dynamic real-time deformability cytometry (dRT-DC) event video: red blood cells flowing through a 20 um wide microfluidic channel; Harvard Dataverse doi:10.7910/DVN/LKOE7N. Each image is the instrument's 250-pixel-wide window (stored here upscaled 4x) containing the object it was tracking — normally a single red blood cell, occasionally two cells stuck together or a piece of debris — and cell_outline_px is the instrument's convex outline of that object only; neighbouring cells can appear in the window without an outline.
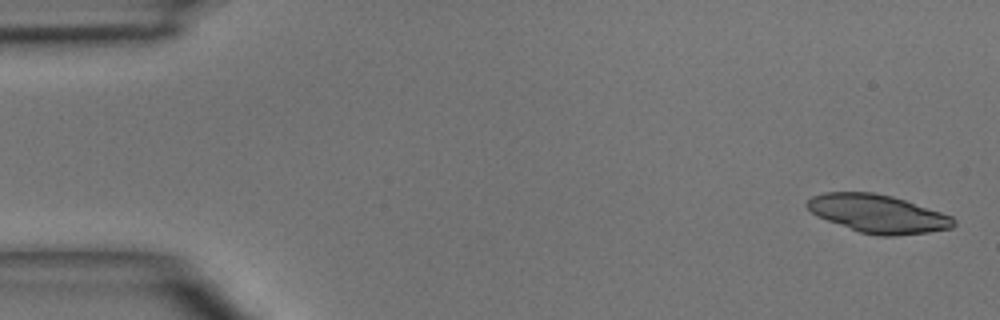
{"species": "common noctule bat (a hibernating species)", "species_latin": "Nyctalus noctula", "temperature_condition": "room temperature", "stored_images_in_passage": 4, "camera_frame_rate_fps": 3000, "um_per_image_px": 0.085, "animal": {"sex": "male", "body_mass_g": 15.6}, "frame": {"image": 1, "passage_image": 1, "time_ms": 0.0, "image_size_px": [1000, 320], "cell_outline_px": [[956, 224], [952, 228], [928, 232], [896, 236], [880, 236], [860, 232], [816, 216], [804, 204], [812, 196], [824, 192], [872, 192], [892, 196], [952, 216], [956, 220]], "centroid_in_image_um": [74.61, 18.17], "position_along_channel_um": 10.4, "area_um2": 32.43}}